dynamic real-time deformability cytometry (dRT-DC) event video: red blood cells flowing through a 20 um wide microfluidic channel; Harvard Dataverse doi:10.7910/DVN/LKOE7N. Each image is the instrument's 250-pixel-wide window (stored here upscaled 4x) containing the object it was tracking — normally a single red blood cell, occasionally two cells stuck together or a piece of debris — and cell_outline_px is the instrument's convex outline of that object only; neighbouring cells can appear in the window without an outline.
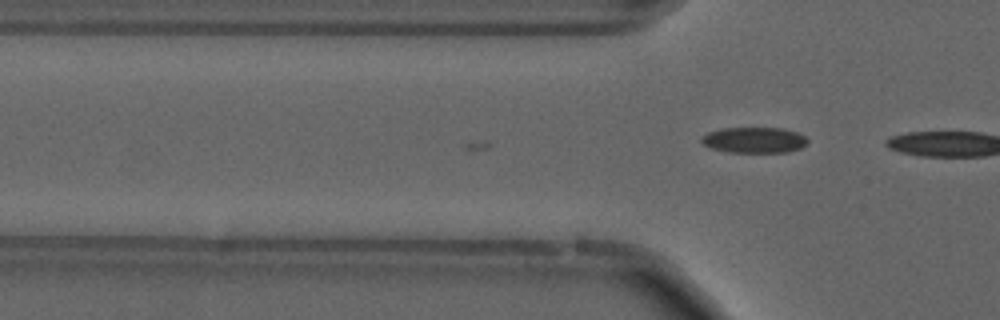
{"species": "common noctule bat (a hibernating species)", "species_latin": "Nyctalus noctula", "temperature_condition": "cold", "stored_images_in_passage": 2, "camera_frame_rate_fps": 3000, "um_per_image_px": 0.085, "animal": {"sex": "male", "forearm_length_mm": 52.5}, "frame": {"image": 1, "passage_image": 2, "time_ms": 0.333, "image_size_px": [1000, 320], "cell_outline_px": [[808, 140], [800, 148], [788, 152], [728, 152], [712, 148], [704, 144], [700, 140], [708, 132], [724, 128], [784, 128], [796, 132], [804, 136]], "centroid_in_image_um": [64.11, 11.9], "position_along_channel_um": 61.7, "area_um2": 15.72}}